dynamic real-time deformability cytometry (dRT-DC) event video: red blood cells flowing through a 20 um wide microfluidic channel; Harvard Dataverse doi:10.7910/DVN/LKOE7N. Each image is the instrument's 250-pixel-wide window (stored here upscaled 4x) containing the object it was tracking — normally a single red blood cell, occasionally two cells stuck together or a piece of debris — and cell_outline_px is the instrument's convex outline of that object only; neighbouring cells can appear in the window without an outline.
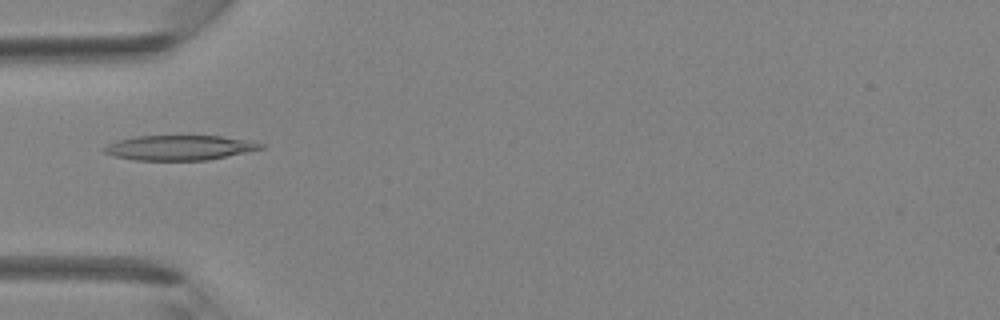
{"species": "Egyptian fruit bat (a non-hibernating species)", "species_latin": "Rousettus aegyptiacus", "temperature_condition": "room temperature", "stored_images_in_passage": 42, "camera_frame_rate_fps": 3000, "um_per_image_px": 0.085, "animal": {"sex": "female"}, "frame": {"image": 1, "passage_image": 14, "time_ms": 4.333, "image_size_px": [1000, 320], "cell_outline_px": [[268, 144], [264, 148], [208, 160], [132, 160], [112, 156], [104, 152], [100, 148], [108, 144], [120, 140], [136, 136], [220, 136]], "centroid_in_image_um": [15.23, 12.56], "position_along_channel_um": 69.8, "area_um2": 22.66}}
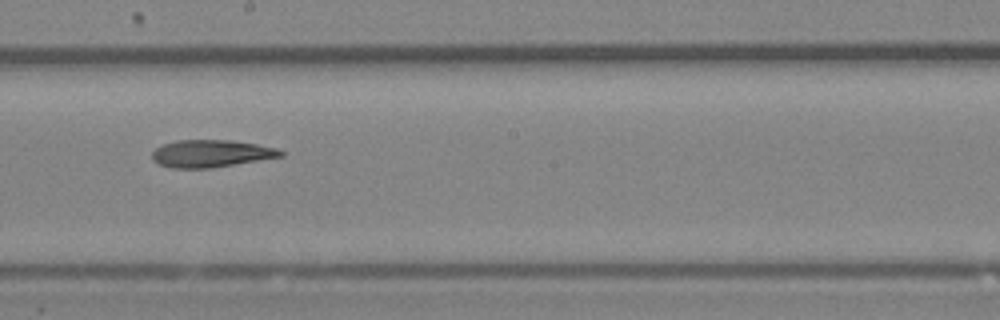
{"frame": {"image": 2, "passage_image": 24, "time_ms": 7.667, "image_size_px": [1000, 320], "cell_outline_px": [[284, 156], [208, 168], [172, 168], [160, 164], [152, 160], [152, 152], [160, 144], [176, 140], [228, 140], [256, 144], [276, 148], [284, 152]], "centroid_in_image_um": [17.9, 13.04], "position_along_channel_um": 230.3, "area_um2": 20.35}}
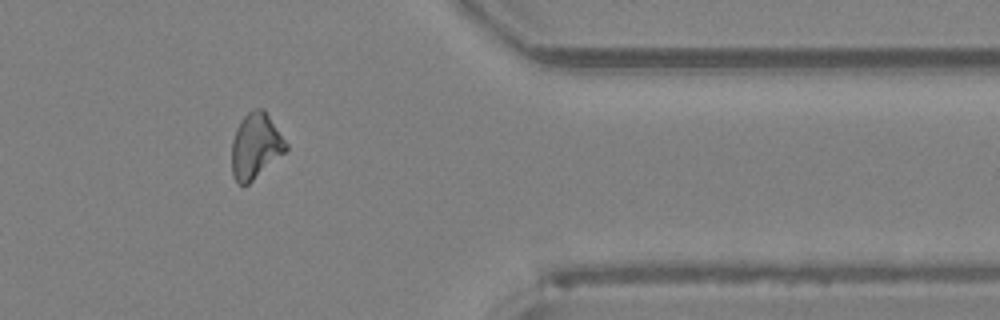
{"frame": {"image": 3, "passage_image": 35, "time_ms": 11.333, "image_size_px": [1000, 320], "cell_outline_px": [[288, 148], [284, 152], [248, 184], [240, 184], [232, 176], [232, 140], [236, 128], [244, 116], [252, 108], [264, 108], [288, 144]], "centroid_in_image_um": [21.71, 12.37], "position_along_channel_um": 389.7, "area_um2": 20.46}}